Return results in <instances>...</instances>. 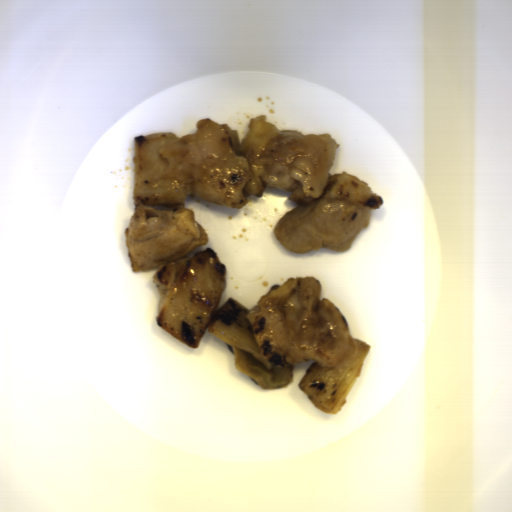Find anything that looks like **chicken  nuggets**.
Here are the masks:
<instances>
[{"label":"chicken nuggets","mask_w":512,"mask_h":512,"mask_svg":"<svg viewBox=\"0 0 512 512\" xmlns=\"http://www.w3.org/2000/svg\"><path fill=\"white\" fill-rule=\"evenodd\" d=\"M133 208L124 243L133 273L157 268L153 283L164 295L156 323L192 349L200 347L227 287L228 269L207 247L208 232L184 207L188 195L241 209L267 187L291 192L298 203L273 232L290 252H346L370 227L383 197L358 177L330 175L337 148L330 133L280 130L267 114L250 118L241 140L228 123L201 118L196 133L171 131L133 139Z\"/></svg>","instance_id":"obj_1"},{"label":"chicken nuggets","mask_w":512,"mask_h":512,"mask_svg":"<svg viewBox=\"0 0 512 512\" xmlns=\"http://www.w3.org/2000/svg\"><path fill=\"white\" fill-rule=\"evenodd\" d=\"M315 276L274 283L245 314L261 358L274 366L314 361L325 370L358 354L347 319Z\"/></svg>","instance_id":"obj_2"}]
</instances>
